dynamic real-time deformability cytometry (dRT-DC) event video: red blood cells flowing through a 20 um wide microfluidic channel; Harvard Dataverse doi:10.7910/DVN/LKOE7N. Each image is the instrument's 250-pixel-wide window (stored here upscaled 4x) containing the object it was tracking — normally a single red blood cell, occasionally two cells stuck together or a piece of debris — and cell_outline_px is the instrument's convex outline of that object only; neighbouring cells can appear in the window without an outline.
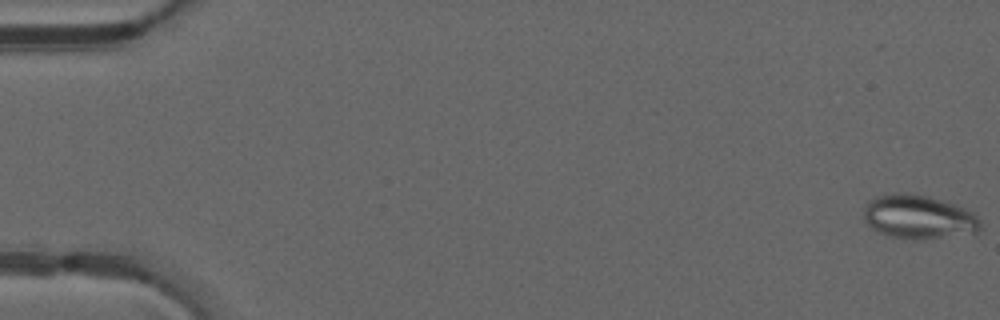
{"species": "common noctule bat (a hibernating species)", "species_latin": "Nyctalus noctula", "temperature_condition": "warm", "stored_images_in_passage": 16, "camera_frame_rate_fps": 3000, "um_per_image_px": 0.085, "animal": {"sex": "male", "forearm_length_mm": 52.5}, "frame": {"image": 1, "passage_image": 1, "time_ms": 0.0, "image_size_px": [1000, 320], "cell_outline_px": [[980, 228], [976, 232], [916, 240], [892, 236], [880, 232], [872, 228], [864, 220], [864, 208], [868, 200], [876, 196], [892, 192], [908, 192], [928, 196], [956, 204], [976, 212], [980, 220]], "centroid_in_image_um": [78.08, 18.4], "position_along_channel_um": 6.9, "area_um2": 30.0}}